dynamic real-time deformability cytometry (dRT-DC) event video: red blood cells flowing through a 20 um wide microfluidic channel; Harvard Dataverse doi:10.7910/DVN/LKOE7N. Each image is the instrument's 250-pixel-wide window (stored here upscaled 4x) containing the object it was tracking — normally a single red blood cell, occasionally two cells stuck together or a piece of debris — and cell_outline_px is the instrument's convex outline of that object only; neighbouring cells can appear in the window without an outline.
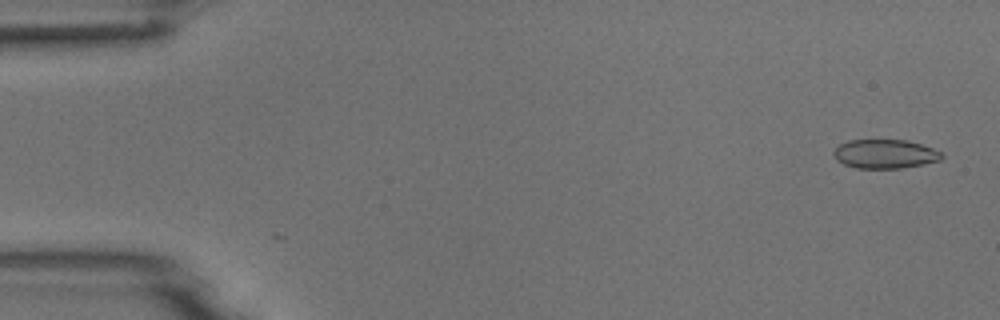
{"species": "common noctule bat (a hibernating species)", "species_latin": "Nyctalus noctula", "temperature_condition": "room temperature", "stored_images_in_passage": 52, "camera_frame_rate_fps": 3000, "um_per_image_px": 0.085, "animal": {"sex": "male", "body_mass_g": 18.8}, "frame": {"image": 1, "passage_image": 1, "time_ms": 0.0, "image_size_px": [1000, 320], "cell_outline_px": [[944, 156], [940, 160], [900, 168], [856, 168], [844, 164], [836, 160], [832, 152], [840, 144], [848, 140], [908, 140], [944, 152]], "centroid_in_image_um": [75.21, 13.08], "position_along_channel_um": 9.8, "area_um2": 18.21}}
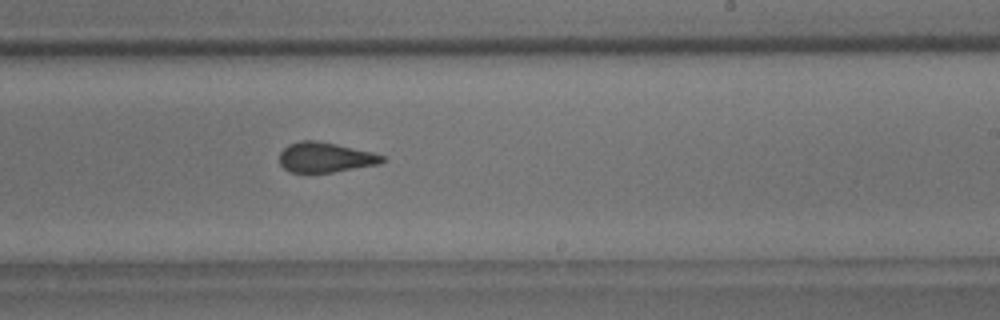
{"frame": {"image": 2, "passage_image": 31, "time_ms": 10.0, "image_size_px": [1000, 320], "cell_outline_px": [[384, 160], [380, 164], [332, 172], [288, 172], [280, 164], [280, 152], [288, 144], [300, 140], [316, 140], [336, 144], [372, 152], [384, 156]], "centroid_in_image_um": [27.62, 13.37], "position_along_channel_um": 261.4, "area_um2": 17.92}}
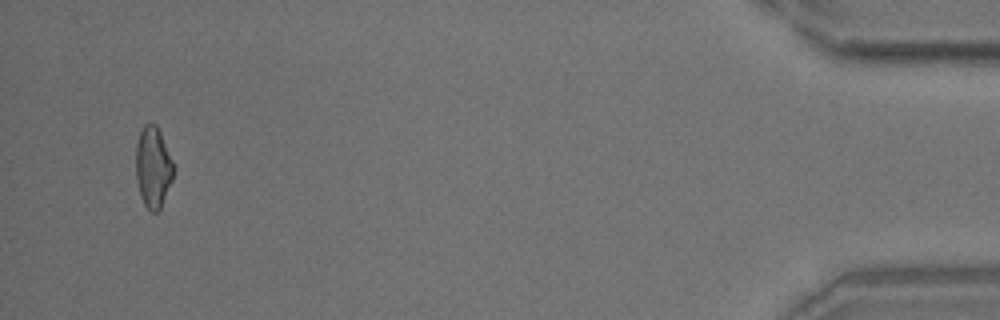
{"frame": {"image": 3, "passage_image": 50, "time_ms": 16.333, "image_size_px": [1000, 320], "cell_outline_px": [[172, 180], [160, 208], [156, 212], [152, 212], [144, 204], [140, 196], [136, 180], [136, 144], [140, 132], [144, 124], [156, 124], [160, 132], [172, 160]], "centroid_in_image_um": [12.98, 14.21], "position_along_channel_um": 422.2, "area_um2": 17.46}}